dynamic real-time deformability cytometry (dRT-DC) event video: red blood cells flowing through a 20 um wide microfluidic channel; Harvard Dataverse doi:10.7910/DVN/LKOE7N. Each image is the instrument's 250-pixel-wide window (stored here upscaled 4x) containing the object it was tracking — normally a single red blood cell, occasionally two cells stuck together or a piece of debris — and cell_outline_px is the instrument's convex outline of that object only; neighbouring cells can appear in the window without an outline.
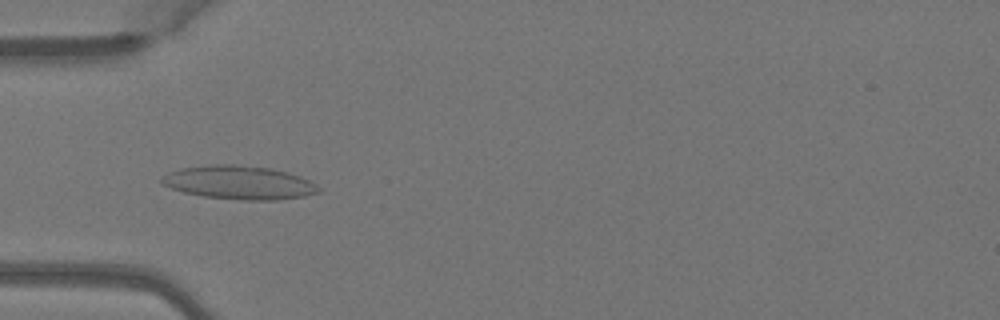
{"species": "Egyptian fruit bat (a non-hibernating species)", "species_latin": "Rousettus aegyptiacus", "temperature_condition": "warm", "stored_images_in_passage": 49, "camera_frame_rate_fps": 3000, "um_per_image_px": 0.085, "animal": {"sex": "female"}, "frame": {"image": 1, "passage_image": 15, "time_ms": 4.667, "image_size_px": [1000, 320], "cell_outline_px": [[320, 192], [304, 196], [276, 200], [240, 200], [204, 196], [184, 192], [172, 188], [164, 184], [160, 180], [160, 176], [168, 172], [180, 168], [212, 164], [236, 164], [268, 168], [288, 172], [300, 176], [316, 184], [320, 188]], "centroid_in_image_um": [20.32, 15.51], "position_along_channel_um": 64.7, "area_um2": 30.69}}
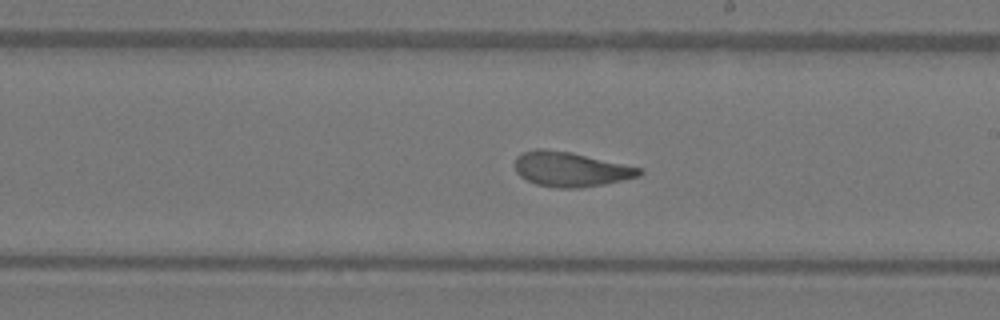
{"frame": {"image": 2, "passage_image": 28, "time_ms": 9.0, "image_size_px": [1000, 320], "cell_outline_px": [[644, 172], [640, 176], [604, 184], [580, 188], [556, 188], [536, 184], [520, 176], [516, 172], [516, 156], [520, 152], [536, 148], [544, 148], [572, 152], [644, 168]], "centroid_in_image_um": [48.52, 14.37], "position_along_channel_um": 240.5, "area_um2": 25.49}}
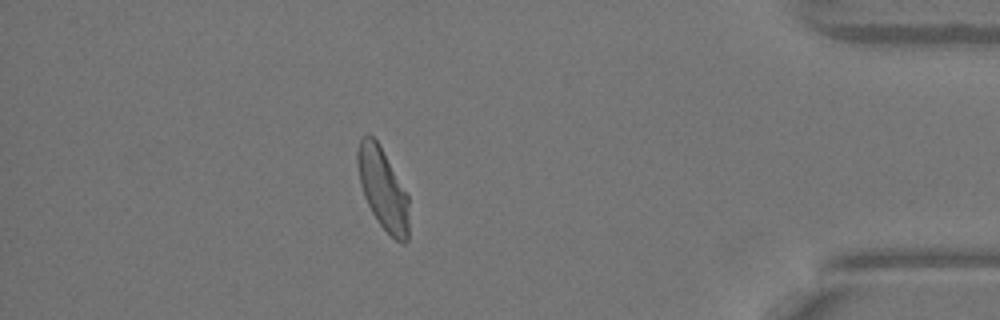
{"frame": {"image": 3, "passage_image": 43, "time_ms": 14.0, "image_size_px": [1000, 320], "cell_outline_px": [[408, 240], [404, 244], [400, 244], [380, 224], [372, 212], [364, 196], [360, 184], [356, 164], [356, 152], [360, 140], [364, 136], [372, 136], [376, 140], [408, 196]], "centroid_in_image_um": [32.52, 16.08], "position_along_channel_um": 402.7, "area_um2": 23.87}, "authors_computed_cell_mechanics": {"area_um2": 25.6054, "velocity_mm_per_s": 4.0736, "shape_relaxation_time_tau1_ms": 6.6448, "shape_relaxation_time_tau2_ms": 1.1759, "deformation_change_tau1": 0.2069, "deformation_change_tau2": 0.0864}}